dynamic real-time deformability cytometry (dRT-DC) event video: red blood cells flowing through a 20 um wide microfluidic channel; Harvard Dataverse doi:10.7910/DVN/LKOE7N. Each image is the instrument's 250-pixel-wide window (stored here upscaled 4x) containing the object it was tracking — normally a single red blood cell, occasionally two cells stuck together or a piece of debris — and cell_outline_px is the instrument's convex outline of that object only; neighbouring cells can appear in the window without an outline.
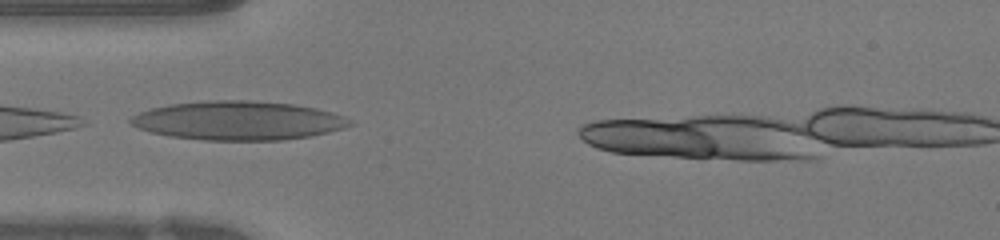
{"species": "human", "species_latin": "Homo sapiens", "temperature_condition": "warm", "stored_images_in_passage": 20, "camera_frame_rate_fps": 3000, "um_per_image_px": 0.085, "donor": {"sex": "female"}, "frame": {"image": 1, "passage_image": 1, "time_ms": 0.0, "image_size_px": [1000, 240], "cell_outline_px": [[352, 124], [344, 128], [328, 132], [308, 136], [284, 140], [204, 140], [172, 136], [152, 132], [140, 128], [132, 124], [128, 120], [132, 116], [140, 112], [152, 108], [172, 104], [208, 100], [248, 100], [292, 104], [316, 108], [332, 112], [344, 116], [352, 120]], "centroid_in_image_um": [20.28, 10.24], "position_along_channel_um": 64.7, "area_um2": 49.36}}
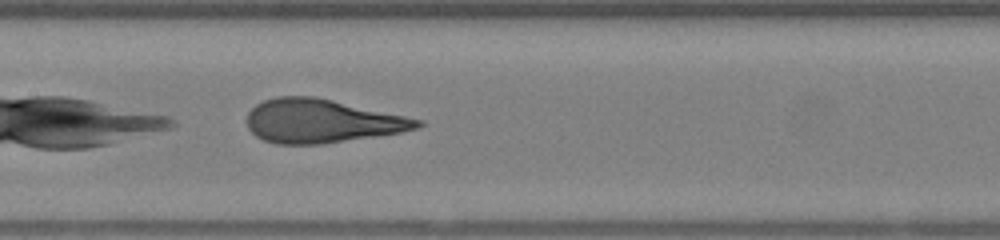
{"frame": {"image": 2, "passage_image": 9, "time_ms": 2.667, "image_size_px": [1000, 240], "cell_outline_px": [[424, 124], [416, 128], [400, 132], [320, 144], [276, 144], [264, 140], [256, 136], [248, 128], [248, 112], [256, 104], [264, 100], [276, 96], [316, 96], [424, 120]], "centroid_in_image_um": [27.32, 10.27], "position_along_channel_um": 180.1, "area_um2": 43.12}}
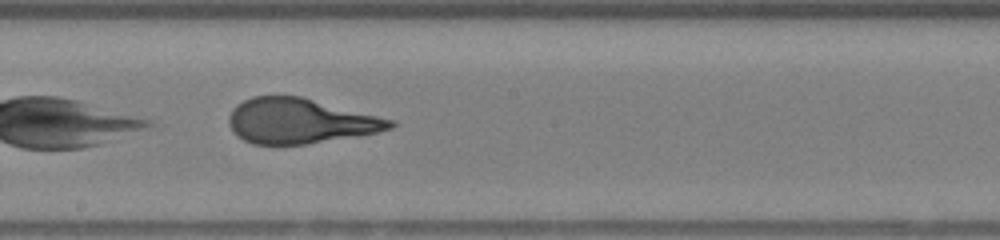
{"frame": {"image": 3, "passage_image": 12, "time_ms": 3.667, "image_size_px": [1000, 240], "cell_outline_px": [[396, 124], [392, 128], [360, 136], [304, 144], [252, 144], [244, 140], [228, 124], [228, 116], [232, 108], [236, 104], [252, 96], [300, 96], [396, 120]], "centroid_in_image_um": [25.52, 10.28], "position_along_channel_um": 222.7, "area_um2": 42.31}}